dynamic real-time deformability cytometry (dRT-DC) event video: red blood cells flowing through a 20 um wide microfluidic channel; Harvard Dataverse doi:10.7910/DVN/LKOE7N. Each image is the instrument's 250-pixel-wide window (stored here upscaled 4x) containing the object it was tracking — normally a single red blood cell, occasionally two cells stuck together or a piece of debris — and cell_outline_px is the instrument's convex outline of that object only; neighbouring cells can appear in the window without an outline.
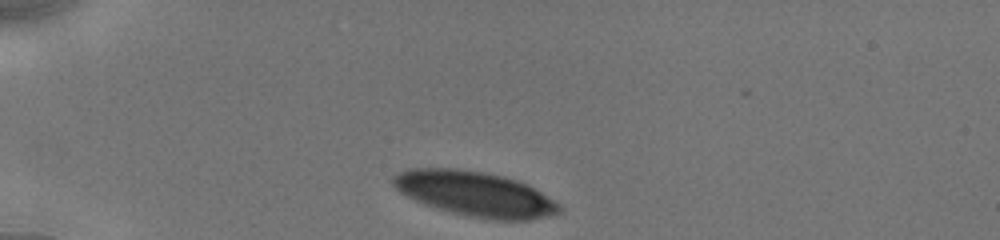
{"species": "human", "species_latin": "Homo sapiens", "temperature_condition": "cold", "stored_images_in_passage": 6, "camera_frame_rate_fps": 3000, "um_per_image_px": 0.085, "donor": {"sex": "male"}, "frame": {"image": 1, "passage_image": 1, "time_ms": 0.0, "image_size_px": [1000, 240], "cell_outline_px": [[560, 212], [548, 216], [532, 220], [496, 220], [468, 216], [436, 208], [424, 204], [400, 192], [392, 184], [392, 176], [408, 168], [452, 168], [484, 172], [504, 176], [516, 180], [540, 192], [552, 200], [560, 208]], "centroid_in_image_um": [40.33, 16.47], "position_along_channel_um": 44.7, "area_um2": 42.95}}
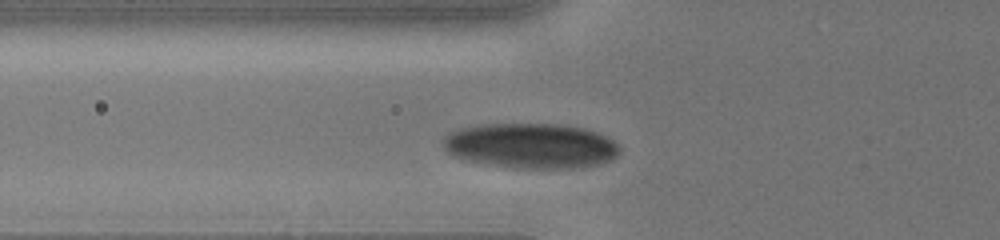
{"frame": {"image": 2, "passage_image": 4, "time_ms": 2.0, "image_size_px": [1000, 240], "cell_outline_px": [[620, 152], [612, 160], [600, 164], [580, 168], [512, 168], [484, 164], [460, 160], [452, 156], [444, 148], [444, 136], [460, 128], [480, 124], [560, 124], [584, 128], [608, 136], [620, 148]], "centroid_in_image_um": [45.12, 12.4], "position_along_channel_um": 80.7, "area_um2": 46.99}}
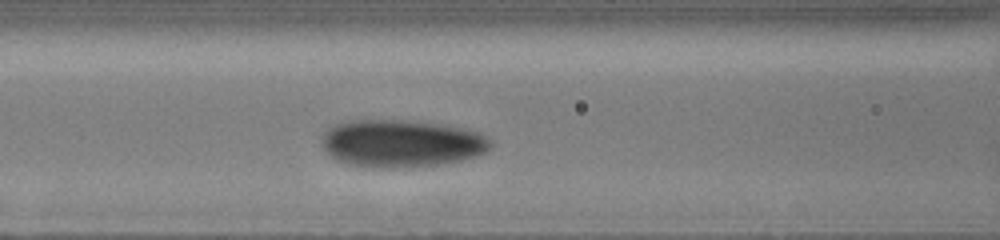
{"frame": {"image": 3, "passage_image": 6, "time_ms": 3.333, "image_size_px": [1000, 240], "cell_outline_px": [[492, 144], [484, 152], [476, 156], [460, 160], [436, 164], [376, 168], [348, 164], [336, 160], [324, 148], [320, 136], [328, 128], [336, 124], [348, 120], [404, 120], [444, 124], [480, 132], [492, 140]], "centroid_in_image_um": [34.1, 12.16], "position_along_channel_um": 132.5, "area_um2": 46.47}}